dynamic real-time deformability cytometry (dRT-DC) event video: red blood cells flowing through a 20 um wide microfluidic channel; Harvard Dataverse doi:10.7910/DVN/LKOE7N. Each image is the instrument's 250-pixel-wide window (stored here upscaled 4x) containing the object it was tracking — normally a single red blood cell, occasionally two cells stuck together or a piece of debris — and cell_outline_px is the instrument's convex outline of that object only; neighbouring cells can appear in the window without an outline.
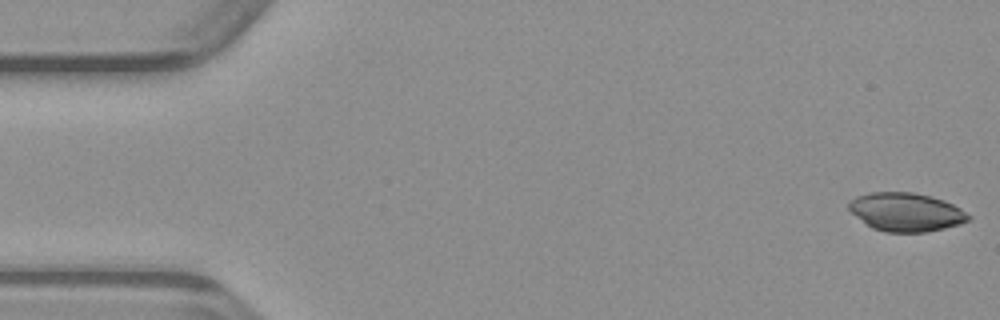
{"species": "common noctule bat (a hibernating species)", "species_latin": "Nyctalus noctula", "temperature_condition": "warm", "stored_images_in_passage": 49, "camera_frame_rate_fps": 3000, "um_per_image_px": 0.085, "animal": {"sex": "male", "body_mass_g": 23.1, "forearm_length_mm": 52.7}, "frame": {"image": 1, "passage_image": 1, "time_ms": 0.0, "image_size_px": [1000, 320], "cell_outline_px": [[972, 216], [968, 220], [960, 224], [944, 228], [924, 232], [884, 232], [872, 228], [852, 212], [848, 208], [848, 204], [856, 196], [868, 192], [912, 192], [932, 196], [944, 200], [960, 208]], "centroid_in_image_um": [77.02, 18.01], "position_along_channel_um": 8.0, "area_um2": 26.76}}
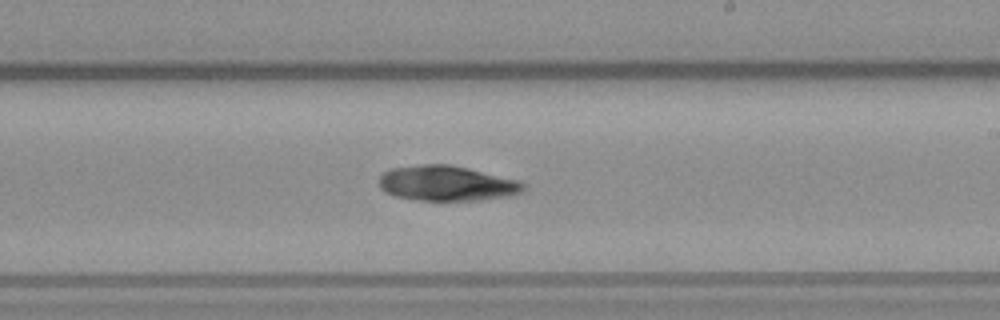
{"frame": {"image": 2, "passage_image": 28, "time_ms": 9.0, "image_size_px": [1000, 320], "cell_outline_px": [[524, 188], [520, 192], [504, 196], [476, 200], [420, 200], [396, 196], [380, 188], [380, 176], [384, 172], [392, 168], [424, 164], [448, 164], [468, 168], [520, 180], [524, 184]], "centroid_in_image_um": [37.97, 15.57], "position_along_channel_um": 251.0, "area_um2": 29.13}}
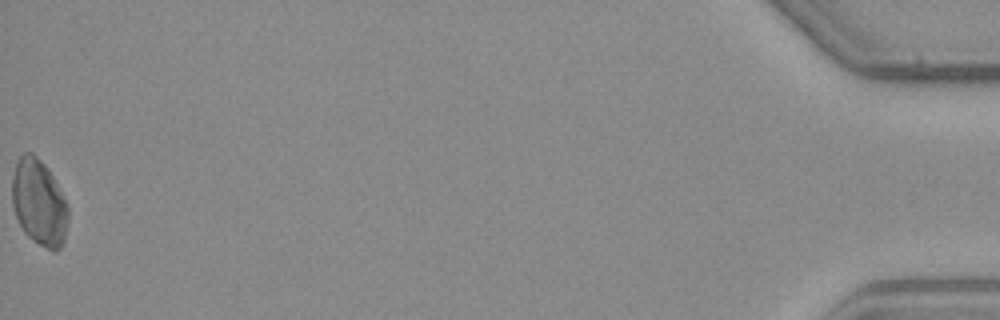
{"frame": {"image": 3, "passage_image": 49, "time_ms": 16.0, "image_size_px": [1000, 320], "cell_outline_px": [[68, 220], [64, 240], [60, 248], [48, 248], [32, 240], [24, 232], [16, 216], [12, 204], [12, 176], [16, 160], [24, 152], [32, 152], [48, 168], [68, 208]], "centroid_in_image_um": [3.28, 17.18], "position_along_channel_um": 431.9, "area_um2": 27.74}}